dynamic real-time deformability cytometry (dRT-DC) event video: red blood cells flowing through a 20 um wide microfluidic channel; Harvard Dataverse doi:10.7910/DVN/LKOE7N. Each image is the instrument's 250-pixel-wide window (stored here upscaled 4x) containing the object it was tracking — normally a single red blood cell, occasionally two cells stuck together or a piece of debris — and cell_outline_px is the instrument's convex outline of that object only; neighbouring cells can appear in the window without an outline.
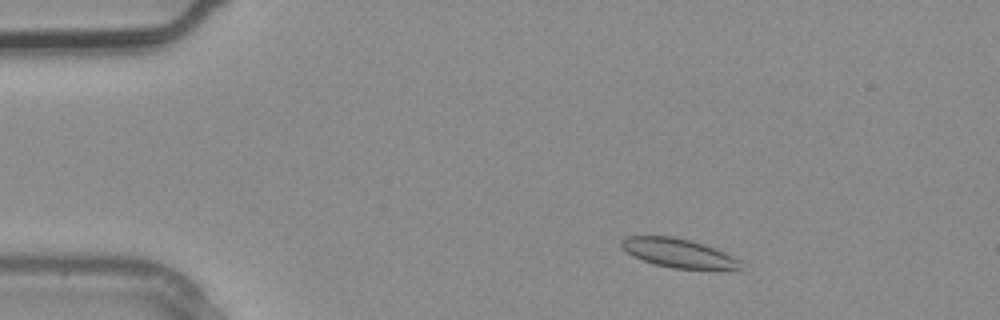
{"species": "common noctule bat (a hibernating species)", "species_latin": "Nyctalus noctula", "temperature_condition": "warm", "stored_images_in_passage": 3, "segment_of_instrument_passage": [1, 2], "camera_frame_rate_fps": 3000, "um_per_image_px": 0.085, "animal": {"sex": "male", "body_mass_g": 20.4}, "frame": {"image": 1, "passage_image": 1, "time_ms": 0.0, "image_size_px": [1000, 320], "cell_outline_px": [[744, 272], [672, 268], [656, 264], [632, 256], [620, 248], [620, 240], [628, 236], [672, 236], [692, 240], [716, 248], [740, 260]], "centroid_in_image_um": [57.77, 21.55], "position_along_channel_um": 27.2, "area_um2": 20.92}}